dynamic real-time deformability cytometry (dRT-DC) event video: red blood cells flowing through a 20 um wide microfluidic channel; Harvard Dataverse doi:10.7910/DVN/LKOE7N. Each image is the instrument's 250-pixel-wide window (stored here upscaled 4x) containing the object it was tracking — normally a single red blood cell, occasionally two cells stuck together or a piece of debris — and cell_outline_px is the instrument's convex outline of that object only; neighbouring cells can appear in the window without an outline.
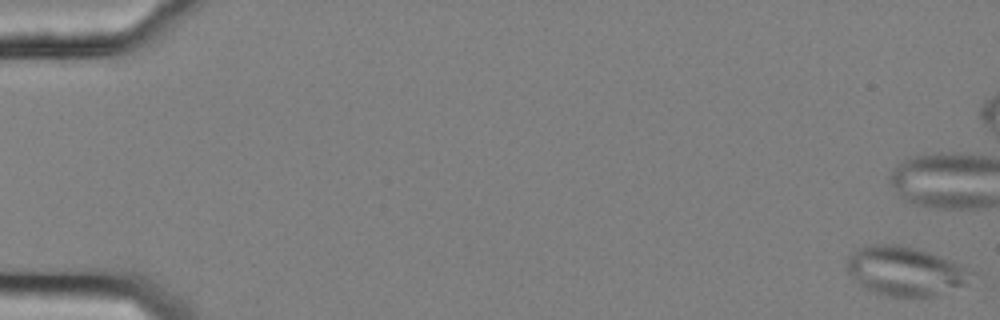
{"species": "common noctule bat (a hibernating species)", "species_latin": "Nyctalus noctula", "temperature_condition": "cold", "stored_images_in_passage": 13, "camera_frame_rate_fps": 3000, "um_per_image_px": 0.085, "animal": {"sex": "female", "body_mass_g": 25.1}, "frame": {"image": 1, "passage_image": 1, "time_ms": 0.0, "image_size_px": [1000, 320], "cell_outline_px": [[984, 276], [936, 296], [892, 296], [876, 292], [860, 284], [848, 272], [848, 260], [860, 248], [872, 244], [896, 244], [928, 252], [960, 264], [980, 272]], "centroid_in_image_um": [77.11, 23.05], "position_along_channel_um": 7.9, "area_um2": 35.37}}